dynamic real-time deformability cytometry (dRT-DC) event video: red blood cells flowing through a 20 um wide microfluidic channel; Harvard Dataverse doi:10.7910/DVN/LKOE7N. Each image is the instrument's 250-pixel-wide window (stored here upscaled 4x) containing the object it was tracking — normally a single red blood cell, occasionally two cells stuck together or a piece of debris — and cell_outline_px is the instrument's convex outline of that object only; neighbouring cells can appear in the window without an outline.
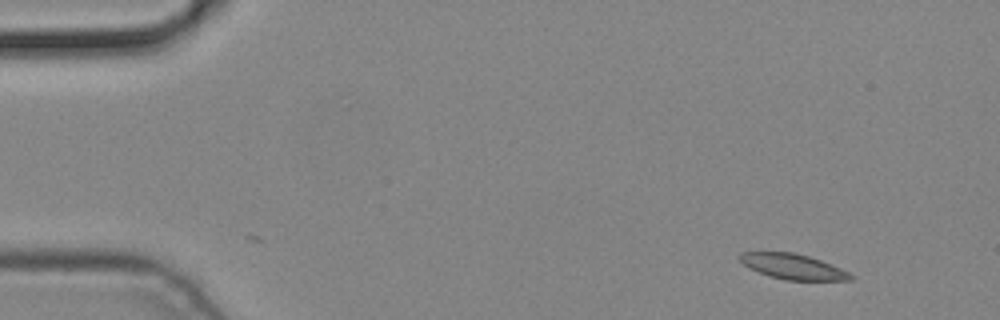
{"species": "common noctule bat (a hibernating species)", "species_latin": "Nyctalus noctula", "temperature_condition": "cold", "stored_images_in_passage": 4, "camera_frame_rate_fps": 3000, "um_per_image_px": 0.085, "animal": {"sex": "male", "body_mass_g": 19.2, "forearm_length_mm": 51.8}, "frame": {"image": 1, "passage_image": 1, "time_ms": 0.0, "image_size_px": [1000, 320], "cell_outline_px": [[856, 276], [852, 280], [784, 280], [768, 276], [748, 268], [736, 256], [740, 252], [792, 252], [808, 256], [832, 264]], "centroid_in_image_um": [67.38, 22.66], "position_along_channel_um": 17.6, "area_um2": 16.47}}
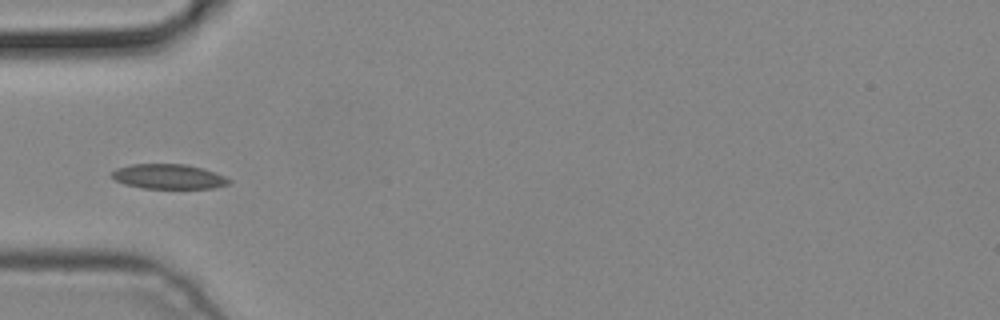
{"frame": {"image": 2, "passage_image": 4, "time_ms": 1.0, "image_size_px": [1000, 320], "cell_outline_px": [[232, 180], [228, 184], [212, 188], [144, 188], [124, 184], [116, 180], [112, 176], [112, 172], [116, 168], [132, 164], [184, 164], [204, 168], [216, 172]], "centroid_in_image_um": [14.35, 15.0], "position_along_channel_um": 70.7, "area_um2": 16.88}}